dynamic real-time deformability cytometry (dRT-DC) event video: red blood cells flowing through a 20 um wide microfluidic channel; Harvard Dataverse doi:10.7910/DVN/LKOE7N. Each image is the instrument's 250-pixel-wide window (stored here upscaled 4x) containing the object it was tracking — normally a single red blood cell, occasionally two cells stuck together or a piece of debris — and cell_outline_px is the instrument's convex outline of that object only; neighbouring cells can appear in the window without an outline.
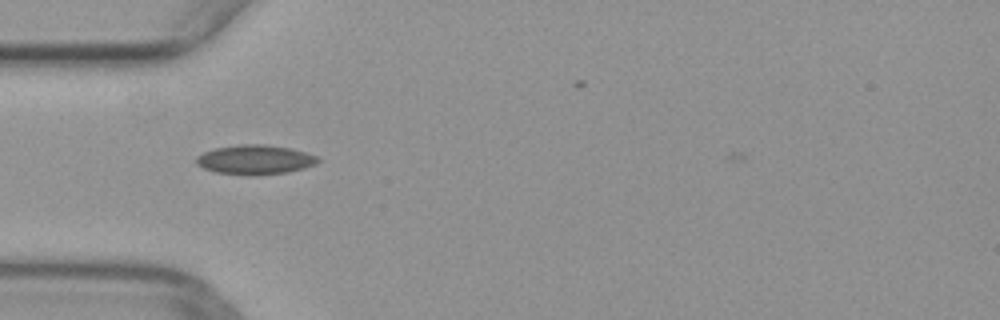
{"species": "common noctule bat (a hibernating species)", "species_latin": "Nyctalus noctula", "temperature_condition": "warm", "stored_images_in_passage": 13, "camera_frame_rate_fps": 3000, "um_per_image_px": 0.085, "animal": {"sex": "female", "body_mass_g": 29.2, "forearm_length_mm": 56.3}, "frame": {"image": 1, "passage_image": 2, "time_ms": 0.333, "image_size_px": [1000, 320], "cell_outline_px": [[320, 160], [316, 164], [304, 168], [288, 172], [252, 176], [216, 172], [204, 168], [196, 164], [196, 156], [204, 152], [216, 148], [240, 144], [268, 144], [292, 148], [316, 156]], "centroid_in_image_um": [21.68, 13.57], "position_along_channel_um": 63.3, "area_um2": 20.98}}
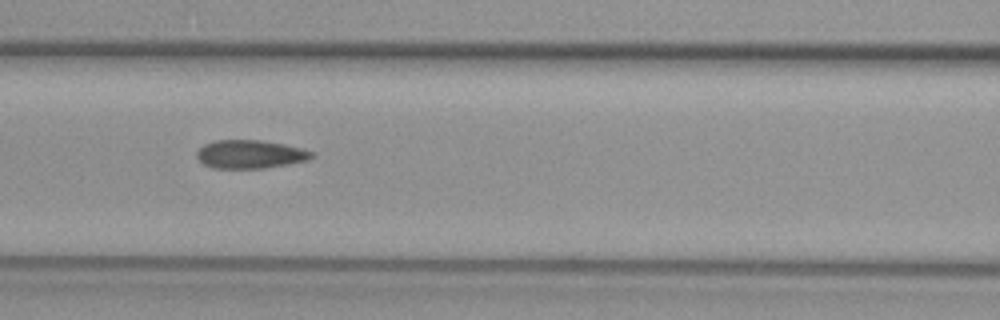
{"frame": {"image": 2, "passage_image": 8, "time_ms": 2.333, "image_size_px": [1000, 320], "cell_outline_px": [[316, 156], [308, 160], [288, 164], [264, 168], [212, 168], [204, 164], [196, 156], [196, 152], [204, 144], [216, 140], [260, 140], [284, 144], [316, 152]], "centroid_in_image_um": [21.29, 13.11], "position_along_channel_um": 145.3, "area_um2": 19.07}}
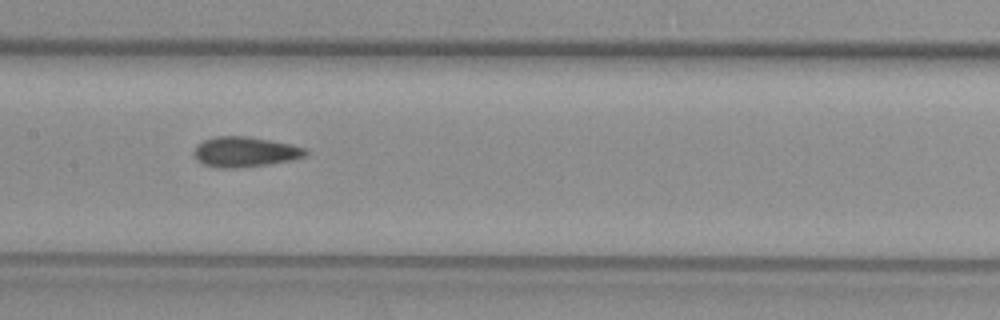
{"frame": {"image": 3, "passage_image": 11, "time_ms": 3.333, "image_size_px": [1000, 320], "cell_outline_px": [[308, 152], [304, 156], [292, 160], [268, 164], [236, 168], [216, 168], [204, 164], [196, 160], [196, 144], [204, 140], [216, 136], [248, 136], [292, 144], [304, 148]], "centroid_in_image_um": [20.82, 12.91], "position_along_channel_um": 186.6, "area_um2": 19.54}}